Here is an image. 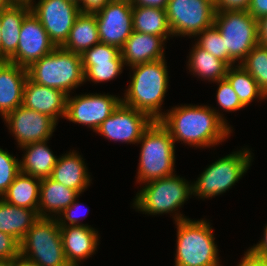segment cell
Returning <instances> with one entry per match:
<instances>
[{
  "label": "cell",
  "mask_w": 267,
  "mask_h": 266,
  "mask_svg": "<svg viewBox=\"0 0 267 266\" xmlns=\"http://www.w3.org/2000/svg\"><path fill=\"white\" fill-rule=\"evenodd\" d=\"M159 122L169 131L174 143L181 141L200 148L217 146L232 132L223 114L207 105L175 106Z\"/></svg>",
  "instance_id": "1"
},
{
  "label": "cell",
  "mask_w": 267,
  "mask_h": 266,
  "mask_svg": "<svg viewBox=\"0 0 267 266\" xmlns=\"http://www.w3.org/2000/svg\"><path fill=\"white\" fill-rule=\"evenodd\" d=\"M131 82L125 90L122 103L159 121L164 112L162 102L168 89L169 76L165 59L131 67Z\"/></svg>",
  "instance_id": "2"
},
{
  "label": "cell",
  "mask_w": 267,
  "mask_h": 266,
  "mask_svg": "<svg viewBox=\"0 0 267 266\" xmlns=\"http://www.w3.org/2000/svg\"><path fill=\"white\" fill-rule=\"evenodd\" d=\"M173 217L177 226L175 266H221L211 224L177 212Z\"/></svg>",
  "instance_id": "3"
},
{
  "label": "cell",
  "mask_w": 267,
  "mask_h": 266,
  "mask_svg": "<svg viewBox=\"0 0 267 266\" xmlns=\"http://www.w3.org/2000/svg\"><path fill=\"white\" fill-rule=\"evenodd\" d=\"M141 144L137 182L146 183L174 173L175 143L169 131L153 121L138 141Z\"/></svg>",
  "instance_id": "4"
},
{
  "label": "cell",
  "mask_w": 267,
  "mask_h": 266,
  "mask_svg": "<svg viewBox=\"0 0 267 266\" xmlns=\"http://www.w3.org/2000/svg\"><path fill=\"white\" fill-rule=\"evenodd\" d=\"M27 71L28 78L34 83L61 90L67 95L85 82L81 55L62 47L44 55Z\"/></svg>",
  "instance_id": "5"
},
{
  "label": "cell",
  "mask_w": 267,
  "mask_h": 266,
  "mask_svg": "<svg viewBox=\"0 0 267 266\" xmlns=\"http://www.w3.org/2000/svg\"><path fill=\"white\" fill-rule=\"evenodd\" d=\"M214 26L225 44V63L230 67L240 64L258 44L257 20L247 11H217Z\"/></svg>",
  "instance_id": "6"
},
{
  "label": "cell",
  "mask_w": 267,
  "mask_h": 266,
  "mask_svg": "<svg viewBox=\"0 0 267 266\" xmlns=\"http://www.w3.org/2000/svg\"><path fill=\"white\" fill-rule=\"evenodd\" d=\"M243 149L209 165L192 184V195L212 198L231 189L251 166L252 153L248 148Z\"/></svg>",
  "instance_id": "7"
},
{
  "label": "cell",
  "mask_w": 267,
  "mask_h": 266,
  "mask_svg": "<svg viewBox=\"0 0 267 266\" xmlns=\"http://www.w3.org/2000/svg\"><path fill=\"white\" fill-rule=\"evenodd\" d=\"M144 184L133 201L135 209L143 214L175 213L192 195V183L176 174Z\"/></svg>",
  "instance_id": "8"
},
{
  "label": "cell",
  "mask_w": 267,
  "mask_h": 266,
  "mask_svg": "<svg viewBox=\"0 0 267 266\" xmlns=\"http://www.w3.org/2000/svg\"><path fill=\"white\" fill-rule=\"evenodd\" d=\"M20 254L40 266H70L56 218H40L20 242Z\"/></svg>",
  "instance_id": "9"
},
{
  "label": "cell",
  "mask_w": 267,
  "mask_h": 266,
  "mask_svg": "<svg viewBox=\"0 0 267 266\" xmlns=\"http://www.w3.org/2000/svg\"><path fill=\"white\" fill-rule=\"evenodd\" d=\"M173 36H197L214 25L215 7L208 0H169L165 9Z\"/></svg>",
  "instance_id": "10"
},
{
  "label": "cell",
  "mask_w": 267,
  "mask_h": 266,
  "mask_svg": "<svg viewBox=\"0 0 267 266\" xmlns=\"http://www.w3.org/2000/svg\"><path fill=\"white\" fill-rule=\"evenodd\" d=\"M122 99L114 95L82 94L67 97L66 115L69 121L86 125L94 132L117 109Z\"/></svg>",
  "instance_id": "11"
},
{
  "label": "cell",
  "mask_w": 267,
  "mask_h": 266,
  "mask_svg": "<svg viewBox=\"0 0 267 266\" xmlns=\"http://www.w3.org/2000/svg\"><path fill=\"white\" fill-rule=\"evenodd\" d=\"M132 8L130 0H112L94 13L100 43L122 48L133 32Z\"/></svg>",
  "instance_id": "12"
},
{
  "label": "cell",
  "mask_w": 267,
  "mask_h": 266,
  "mask_svg": "<svg viewBox=\"0 0 267 266\" xmlns=\"http://www.w3.org/2000/svg\"><path fill=\"white\" fill-rule=\"evenodd\" d=\"M56 47H62L68 39L76 17L81 13L78 6L66 0H39L31 7Z\"/></svg>",
  "instance_id": "13"
},
{
  "label": "cell",
  "mask_w": 267,
  "mask_h": 266,
  "mask_svg": "<svg viewBox=\"0 0 267 266\" xmlns=\"http://www.w3.org/2000/svg\"><path fill=\"white\" fill-rule=\"evenodd\" d=\"M10 133H13L18 146L50 140L57 122L46 114H42L23 105L8 113L4 118Z\"/></svg>",
  "instance_id": "14"
},
{
  "label": "cell",
  "mask_w": 267,
  "mask_h": 266,
  "mask_svg": "<svg viewBox=\"0 0 267 266\" xmlns=\"http://www.w3.org/2000/svg\"><path fill=\"white\" fill-rule=\"evenodd\" d=\"M152 122L145 113L121 103L95 132L110 141L135 144Z\"/></svg>",
  "instance_id": "15"
},
{
  "label": "cell",
  "mask_w": 267,
  "mask_h": 266,
  "mask_svg": "<svg viewBox=\"0 0 267 266\" xmlns=\"http://www.w3.org/2000/svg\"><path fill=\"white\" fill-rule=\"evenodd\" d=\"M55 48L41 22L30 11L22 22L17 51L8 62L27 69Z\"/></svg>",
  "instance_id": "16"
},
{
  "label": "cell",
  "mask_w": 267,
  "mask_h": 266,
  "mask_svg": "<svg viewBox=\"0 0 267 266\" xmlns=\"http://www.w3.org/2000/svg\"><path fill=\"white\" fill-rule=\"evenodd\" d=\"M84 70V81L94 83L114 80L122 73L124 62L120 49L104 43H99L81 54Z\"/></svg>",
  "instance_id": "17"
},
{
  "label": "cell",
  "mask_w": 267,
  "mask_h": 266,
  "mask_svg": "<svg viewBox=\"0 0 267 266\" xmlns=\"http://www.w3.org/2000/svg\"><path fill=\"white\" fill-rule=\"evenodd\" d=\"M68 95L61 90L34 83L27 78L22 105L53 118H65Z\"/></svg>",
  "instance_id": "18"
},
{
  "label": "cell",
  "mask_w": 267,
  "mask_h": 266,
  "mask_svg": "<svg viewBox=\"0 0 267 266\" xmlns=\"http://www.w3.org/2000/svg\"><path fill=\"white\" fill-rule=\"evenodd\" d=\"M60 235L67 262L70 266H79L95 254L99 245L98 231L90 225L60 226Z\"/></svg>",
  "instance_id": "19"
},
{
  "label": "cell",
  "mask_w": 267,
  "mask_h": 266,
  "mask_svg": "<svg viewBox=\"0 0 267 266\" xmlns=\"http://www.w3.org/2000/svg\"><path fill=\"white\" fill-rule=\"evenodd\" d=\"M165 41L161 36L133 31L120 49L124 65L133 67L165 59Z\"/></svg>",
  "instance_id": "20"
},
{
  "label": "cell",
  "mask_w": 267,
  "mask_h": 266,
  "mask_svg": "<svg viewBox=\"0 0 267 266\" xmlns=\"http://www.w3.org/2000/svg\"><path fill=\"white\" fill-rule=\"evenodd\" d=\"M27 78L26 68L8 61L0 62V114L2 118L22 105Z\"/></svg>",
  "instance_id": "21"
},
{
  "label": "cell",
  "mask_w": 267,
  "mask_h": 266,
  "mask_svg": "<svg viewBox=\"0 0 267 266\" xmlns=\"http://www.w3.org/2000/svg\"><path fill=\"white\" fill-rule=\"evenodd\" d=\"M79 195L76 190L64 186L51 177L41 179L38 216L40 218H56Z\"/></svg>",
  "instance_id": "22"
},
{
  "label": "cell",
  "mask_w": 267,
  "mask_h": 266,
  "mask_svg": "<svg viewBox=\"0 0 267 266\" xmlns=\"http://www.w3.org/2000/svg\"><path fill=\"white\" fill-rule=\"evenodd\" d=\"M83 160L81 155L75 151L64 154L57 159L51 178L81 194L90 186L91 182Z\"/></svg>",
  "instance_id": "23"
},
{
  "label": "cell",
  "mask_w": 267,
  "mask_h": 266,
  "mask_svg": "<svg viewBox=\"0 0 267 266\" xmlns=\"http://www.w3.org/2000/svg\"><path fill=\"white\" fill-rule=\"evenodd\" d=\"M31 11L26 6L8 5L0 8L2 62L8 61L17 51L23 19Z\"/></svg>",
  "instance_id": "24"
},
{
  "label": "cell",
  "mask_w": 267,
  "mask_h": 266,
  "mask_svg": "<svg viewBox=\"0 0 267 266\" xmlns=\"http://www.w3.org/2000/svg\"><path fill=\"white\" fill-rule=\"evenodd\" d=\"M20 148L26 151L20 160V172L39 179L51 177L58 158L47 146V141L30 143Z\"/></svg>",
  "instance_id": "25"
},
{
  "label": "cell",
  "mask_w": 267,
  "mask_h": 266,
  "mask_svg": "<svg viewBox=\"0 0 267 266\" xmlns=\"http://www.w3.org/2000/svg\"><path fill=\"white\" fill-rule=\"evenodd\" d=\"M38 219L35 210L14 206L0 197V231L11 235L19 243Z\"/></svg>",
  "instance_id": "26"
},
{
  "label": "cell",
  "mask_w": 267,
  "mask_h": 266,
  "mask_svg": "<svg viewBox=\"0 0 267 266\" xmlns=\"http://www.w3.org/2000/svg\"><path fill=\"white\" fill-rule=\"evenodd\" d=\"M99 43L95 14L80 13L76 17L68 39L62 48L81 55L84 51Z\"/></svg>",
  "instance_id": "27"
},
{
  "label": "cell",
  "mask_w": 267,
  "mask_h": 266,
  "mask_svg": "<svg viewBox=\"0 0 267 266\" xmlns=\"http://www.w3.org/2000/svg\"><path fill=\"white\" fill-rule=\"evenodd\" d=\"M40 184L41 179L20 172L1 198L9 204L38 213Z\"/></svg>",
  "instance_id": "28"
},
{
  "label": "cell",
  "mask_w": 267,
  "mask_h": 266,
  "mask_svg": "<svg viewBox=\"0 0 267 266\" xmlns=\"http://www.w3.org/2000/svg\"><path fill=\"white\" fill-rule=\"evenodd\" d=\"M133 31L161 36L165 40L173 37L164 9L133 6Z\"/></svg>",
  "instance_id": "29"
},
{
  "label": "cell",
  "mask_w": 267,
  "mask_h": 266,
  "mask_svg": "<svg viewBox=\"0 0 267 266\" xmlns=\"http://www.w3.org/2000/svg\"><path fill=\"white\" fill-rule=\"evenodd\" d=\"M188 62L189 72L212 82L224 79L229 67L224 61L211 55L196 43L191 49Z\"/></svg>",
  "instance_id": "30"
},
{
  "label": "cell",
  "mask_w": 267,
  "mask_h": 266,
  "mask_svg": "<svg viewBox=\"0 0 267 266\" xmlns=\"http://www.w3.org/2000/svg\"><path fill=\"white\" fill-rule=\"evenodd\" d=\"M225 78L244 106L249 105L256 98L258 100L267 98L256 80L239 64L228 67Z\"/></svg>",
  "instance_id": "31"
},
{
  "label": "cell",
  "mask_w": 267,
  "mask_h": 266,
  "mask_svg": "<svg viewBox=\"0 0 267 266\" xmlns=\"http://www.w3.org/2000/svg\"><path fill=\"white\" fill-rule=\"evenodd\" d=\"M239 65L256 80L267 96V47L257 44Z\"/></svg>",
  "instance_id": "32"
},
{
  "label": "cell",
  "mask_w": 267,
  "mask_h": 266,
  "mask_svg": "<svg viewBox=\"0 0 267 266\" xmlns=\"http://www.w3.org/2000/svg\"><path fill=\"white\" fill-rule=\"evenodd\" d=\"M197 37H200L196 43L199 47L225 62L224 40L214 25L204 29Z\"/></svg>",
  "instance_id": "33"
},
{
  "label": "cell",
  "mask_w": 267,
  "mask_h": 266,
  "mask_svg": "<svg viewBox=\"0 0 267 266\" xmlns=\"http://www.w3.org/2000/svg\"><path fill=\"white\" fill-rule=\"evenodd\" d=\"M20 173V160L0 148V197Z\"/></svg>",
  "instance_id": "34"
},
{
  "label": "cell",
  "mask_w": 267,
  "mask_h": 266,
  "mask_svg": "<svg viewBox=\"0 0 267 266\" xmlns=\"http://www.w3.org/2000/svg\"><path fill=\"white\" fill-rule=\"evenodd\" d=\"M216 83L219 84L216 99L220 108L232 112L245 107L226 78L218 80Z\"/></svg>",
  "instance_id": "35"
},
{
  "label": "cell",
  "mask_w": 267,
  "mask_h": 266,
  "mask_svg": "<svg viewBox=\"0 0 267 266\" xmlns=\"http://www.w3.org/2000/svg\"><path fill=\"white\" fill-rule=\"evenodd\" d=\"M20 253V243L11 235L0 231V259H13Z\"/></svg>",
  "instance_id": "36"
},
{
  "label": "cell",
  "mask_w": 267,
  "mask_h": 266,
  "mask_svg": "<svg viewBox=\"0 0 267 266\" xmlns=\"http://www.w3.org/2000/svg\"><path fill=\"white\" fill-rule=\"evenodd\" d=\"M77 198L73 201V203L67 207L66 209H64L59 216H57V221L59 226H74V225H87V224H81L80 223V218L78 217V214L76 213V211H78L77 209L80 208V203H78ZM86 211H89L88 209H86ZM66 220L68 222H66Z\"/></svg>",
  "instance_id": "37"
},
{
  "label": "cell",
  "mask_w": 267,
  "mask_h": 266,
  "mask_svg": "<svg viewBox=\"0 0 267 266\" xmlns=\"http://www.w3.org/2000/svg\"><path fill=\"white\" fill-rule=\"evenodd\" d=\"M251 0H217L214 5L215 11H247Z\"/></svg>",
  "instance_id": "38"
},
{
  "label": "cell",
  "mask_w": 267,
  "mask_h": 266,
  "mask_svg": "<svg viewBox=\"0 0 267 266\" xmlns=\"http://www.w3.org/2000/svg\"><path fill=\"white\" fill-rule=\"evenodd\" d=\"M112 0H82L79 6L81 13H96Z\"/></svg>",
  "instance_id": "39"
},
{
  "label": "cell",
  "mask_w": 267,
  "mask_h": 266,
  "mask_svg": "<svg viewBox=\"0 0 267 266\" xmlns=\"http://www.w3.org/2000/svg\"><path fill=\"white\" fill-rule=\"evenodd\" d=\"M247 12L256 20L267 15V0H251Z\"/></svg>",
  "instance_id": "40"
},
{
  "label": "cell",
  "mask_w": 267,
  "mask_h": 266,
  "mask_svg": "<svg viewBox=\"0 0 267 266\" xmlns=\"http://www.w3.org/2000/svg\"><path fill=\"white\" fill-rule=\"evenodd\" d=\"M248 251L258 258L267 259V225L264 228L263 239L248 249Z\"/></svg>",
  "instance_id": "41"
},
{
  "label": "cell",
  "mask_w": 267,
  "mask_h": 266,
  "mask_svg": "<svg viewBox=\"0 0 267 266\" xmlns=\"http://www.w3.org/2000/svg\"><path fill=\"white\" fill-rule=\"evenodd\" d=\"M238 266H267V259L258 258L247 250Z\"/></svg>",
  "instance_id": "42"
},
{
  "label": "cell",
  "mask_w": 267,
  "mask_h": 266,
  "mask_svg": "<svg viewBox=\"0 0 267 266\" xmlns=\"http://www.w3.org/2000/svg\"><path fill=\"white\" fill-rule=\"evenodd\" d=\"M169 0H131L132 6L166 9Z\"/></svg>",
  "instance_id": "43"
},
{
  "label": "cell",
  "mask_w": 267,
  "mask_h": 266,
  "mask_svg": "<svg viewBox=\"0 0 267 266\" xmlns=\"http://www.w3.org/2000/svg\"><path fill=\"white\" fill-rule=\"evenodd\" d=\"M258 44L267 47V15L257 20Z\"/></svg>",
  "instance_id": "44"
},
{
  "label": "cell",
  "mask_w": 267,
  "mask_h": 266,
  "mask_svg": "<svg viewBox=\"0 0 267 266\" xmlns=\"http://www.w3.org/2000/svg\"><path fill=\"white\" fill-rule=\"evenodd\" d=\"M12 266H40L36 262L24 257L22 254H18L12 259Z\"/></svg>",
  "instance_id": "45"
},
{
  "label": "cell",
  "mask_w": 267,
  "mask_h": 266,
  "mask_svg": "<svg viewBox=\"0 0 267 266\" xmlns=\"http://www.w3.org/2000/svg\"><path fill=\"white\" fill-rule=\"evenodd\" d=\"M33 0H6L8 5H15V6H26L31 8L33 6Z\"/></svg>",
  "instance_id": "46"
},
{
  "label": "cell",
  "mask_w": 267,
  "mask_h": 266,
  "mask_svg": "<svg viewBox=\"0 0 267 266\" xmlns=\"http://www.w3.org/2000/svg\"><path fill=\"white\" fill-rule=\"evenodd\" d=\"M0 266H12V259H0Z\"/></svg>",
  "instance_id": "47"
},
{
  "label": "cell",
  "mask_w": 267,
  "mask_h": 266,
  "mask_svg": "<svg viewBox=\"0 0 267 266\" xmlns=\"http://www.w3.org/2000/svg\"><path fill=\"white\" fill-rule=\"evenodd\" d=\"M1 36H2V33H1V20H0V62H2V42H1Z\"/></svg>",
  "instance_id": "48"
},
{
  "label": "cell",
  "mask_w": 267,
  "mask_h": 266,
  "mask_svg": "<svg viewBox=\"0 0 267 266\" xmlns=\"http://www.w3.org/2000/svg\"><path fill=\"white\" fill-rule=\"evenodd\" d=\"M66 1L73 3V4H75L78 7L80 6V4L82 2V0H66Z\"/></svg>",
  "instance_id": "49"
},
{
  "label": "cell",
  "mask_w": 267,
  "mask_h": 266,
  "mask_svg": "<svg viewBox=\"0 0 267 266\" xmlns=\"http://www.w3.org/2000/svg\"><path fill=\"white\" fill-rule=\"evenodd\" d=\"M8 4L6 3V0H0V8L6 7Z\"/></svg>",
  "instance_id": "50"
},
{
  "label": "cell",
  "mask_w": 267,
  "mask_h": 266,
  "mask_svg": "<svg viewBox=\"0 0 267 266\" xmlns=\"http://www.w3.org/2000/svg\"><path fill=\"white\" fill-rule=\"evenodd\" d=\"M208 1L215 5L217 0H208Z\"/></svg>",
  "instance_id": "51"
}]
</instances>
